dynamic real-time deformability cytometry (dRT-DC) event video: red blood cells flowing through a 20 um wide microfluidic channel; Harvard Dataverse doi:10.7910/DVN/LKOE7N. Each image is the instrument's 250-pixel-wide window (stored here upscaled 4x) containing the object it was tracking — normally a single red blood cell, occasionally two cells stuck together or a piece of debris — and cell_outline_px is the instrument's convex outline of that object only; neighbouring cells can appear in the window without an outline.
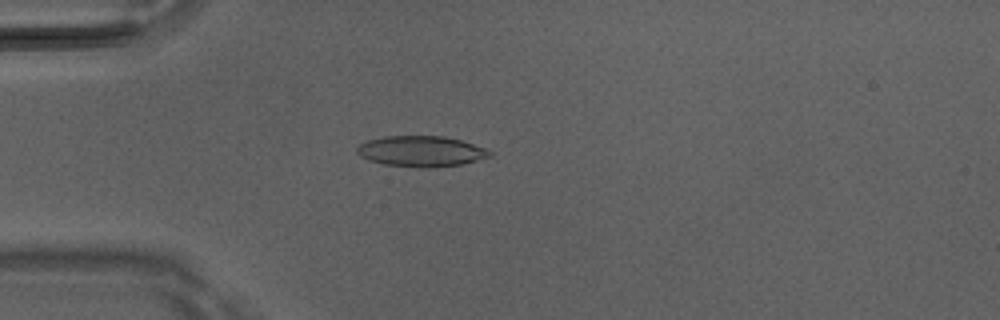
{"species": "Egyptian fruit bat (a non-hibernating species)", "species_latin": "Rousettus aegyptiacus", "temperature_condition": "room temperature", "stored_images_in_passage": 4, "camera_frame_rate_fps": 3000, "um_per_image_px": 0.085, "animal": {"sex": "male"}, "frame": {"image": 1, "passage_image": 4, "time_ms": 1.0, "image_size_px": [1000, 320], "cell_outline_px": [[492, 156], [464, 164], [428, 168], [420, 168], [384, 164], [368, 160], [360, 156], [356, 152], [356, 148], [360, 144], [368, 140], [384, 136], [444, 136], [460, 140], [484, 148], [492, 152]], "centroid_in_image_um": [35.78, 12.87], "position_along_channel_um": 49.2, "area_um2": 23.81}}